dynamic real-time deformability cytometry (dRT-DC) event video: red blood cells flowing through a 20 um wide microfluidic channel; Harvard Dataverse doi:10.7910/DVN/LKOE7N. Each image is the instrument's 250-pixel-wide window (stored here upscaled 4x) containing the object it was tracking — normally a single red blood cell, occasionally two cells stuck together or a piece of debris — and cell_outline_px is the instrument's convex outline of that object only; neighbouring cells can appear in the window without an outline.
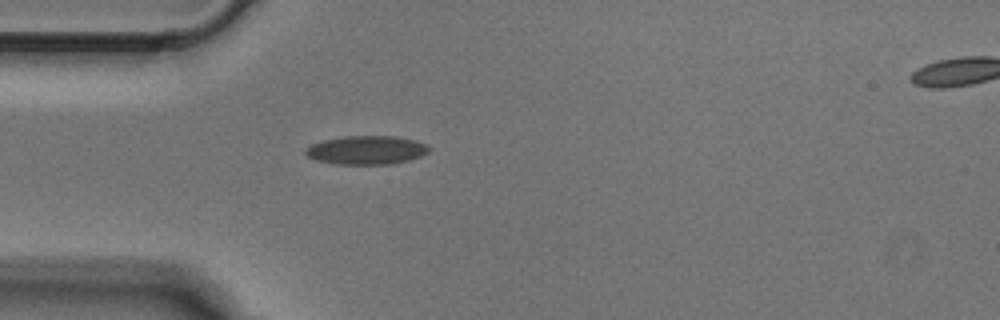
{"species": "Egyptian fruit bat (a non-hibernating species)", "species_latin": "Rousettus aegyptiacus", "temperature_condition": "cold", "stored_images_in_passage": 2, "segment_of_instrument_passage": [1, 2], "camera_frame_rate_fps": 3000, "um_per_image_px": 0.085, "animal": {"sex": "male"}, "frame": {"image": 1, "passage_image": 1, "time_ms": 0.0, "image_size_px": [1000, 320], "cell_outline_px": [[432, 148], [428, 152], [420, 156], [408, 160], [392, 164], [336, 164], [316, 160], [308, 156], [304, 152], [304, 148], [312, 144], [324, 140], [344, 136], [396, 136], [416, 140], [428, 144]], "centroid_in_image_um": [31.17, 12.75], "position_along_channel_um": 53.8, "area_um2": 20.75}}